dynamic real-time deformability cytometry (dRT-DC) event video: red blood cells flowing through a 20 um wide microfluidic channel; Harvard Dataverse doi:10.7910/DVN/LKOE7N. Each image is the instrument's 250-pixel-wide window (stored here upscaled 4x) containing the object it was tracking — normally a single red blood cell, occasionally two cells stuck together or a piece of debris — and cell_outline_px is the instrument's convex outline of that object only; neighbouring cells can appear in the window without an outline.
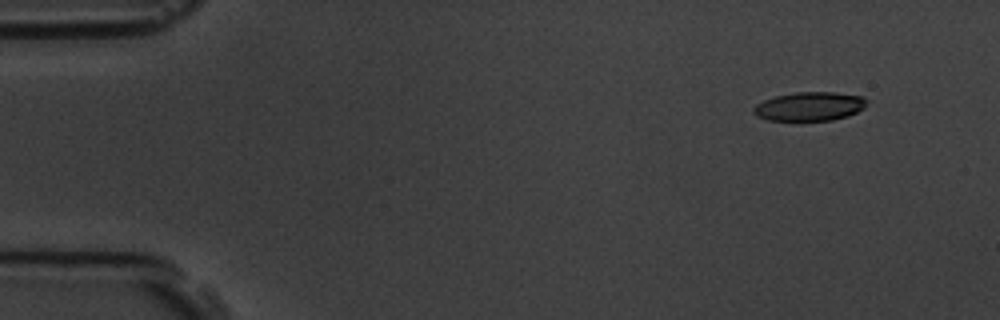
{"species": "common noctule bat (a hibernating species)", "species_latin": "Nyctalus noctula", "temperature_condition": "room temperature", "stored_images_in_passage": 4, "camera_frame_rate_fps": 3000, "um_per_image_px": 0.085, "animal": {"sex": "male", "body_mass_g": 19.5, "forearm_length_mm": 54.6}, "frame": {"image": 1, "passage_image": 1, "time_ms": 0.0, "image_size_px": [1000, 320], "cell_outline_px": [[868, 100], [864, 108], [848, 116], [832, 120], [768, 120], [756, 116], [752, 112], [752, 108], [756, 104], [764, 100], [776, 96], [796, 92], [832, 92], [864, 96]], "centroid_in_image_um": [68.81, 9.04], "position_along_channel_um": 16.2, "area_um2": 19.07}}
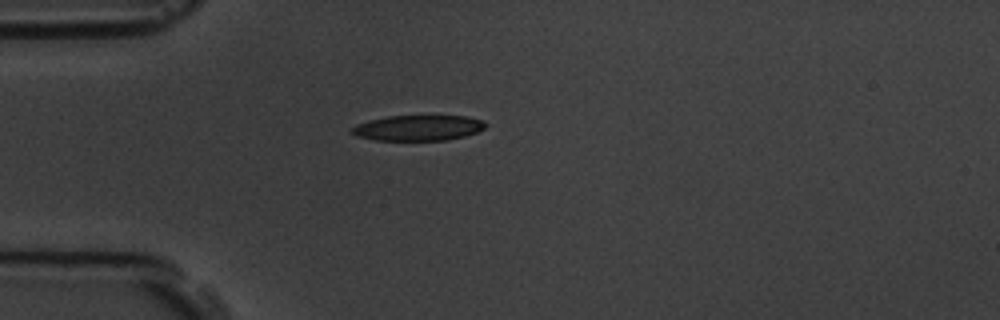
{"frame": {"image": 2, "passage_image": 4, "time_ms": 3.333, "image_size_px": [1000, 320], "cell_outline_px": [[488, 124], [484, 128], [476, 132], [464, 136], [448, 140], [376, 140], [356, 136], [348, 132], [356, 124], [388, 116], [468, 116], [484, 120]], "centroid_in_image_um": [35.56, 10.87], "position_along_channel_um": 49.4, "area_um2": 19.88}}